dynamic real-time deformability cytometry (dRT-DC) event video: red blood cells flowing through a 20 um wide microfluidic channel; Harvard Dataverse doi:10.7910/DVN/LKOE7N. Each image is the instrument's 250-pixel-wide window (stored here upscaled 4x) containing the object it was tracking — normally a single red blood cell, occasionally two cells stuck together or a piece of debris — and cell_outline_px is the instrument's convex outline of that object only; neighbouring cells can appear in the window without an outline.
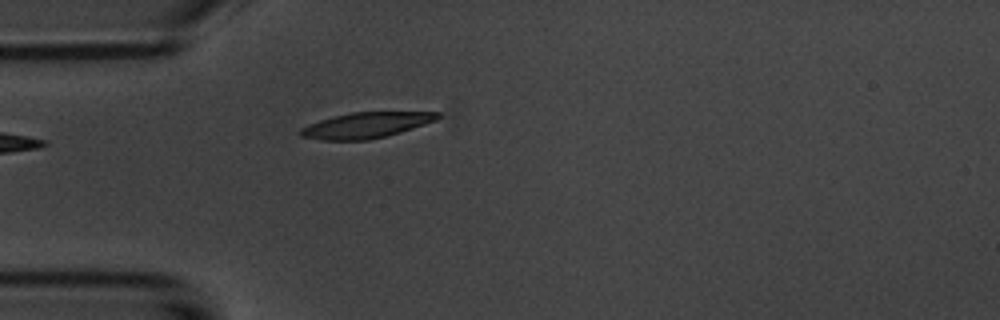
{"species": "common noctule bat (a hibernating species)", "species_latin": "Nyctalus noctula", "temperature_condition": "room temperature", "stored_images_in_passage": 1, "camera_frame_rate_fps": 3000, "um_per_image_px": 0.085, "animal": {"sex": "male", "body_mass_g": 20.1, "forearm_length_mm": 53.5}, "frame": {"image": 1, "passage_image": 1, "time_ms": 0.0, "image_size_px": [1000, 320], "cell_outline_px": [[440, 116], [436, 120], [400, 132], [368, 140], [320, 140], [300, 136], [300, 128], [308, 124], [332, 116], [352, 112], [440, 112]], "centroid_in_image_um": [31.06, 10.64], "position_along_channel_um": 53.9, "area_um2": 20.35}}